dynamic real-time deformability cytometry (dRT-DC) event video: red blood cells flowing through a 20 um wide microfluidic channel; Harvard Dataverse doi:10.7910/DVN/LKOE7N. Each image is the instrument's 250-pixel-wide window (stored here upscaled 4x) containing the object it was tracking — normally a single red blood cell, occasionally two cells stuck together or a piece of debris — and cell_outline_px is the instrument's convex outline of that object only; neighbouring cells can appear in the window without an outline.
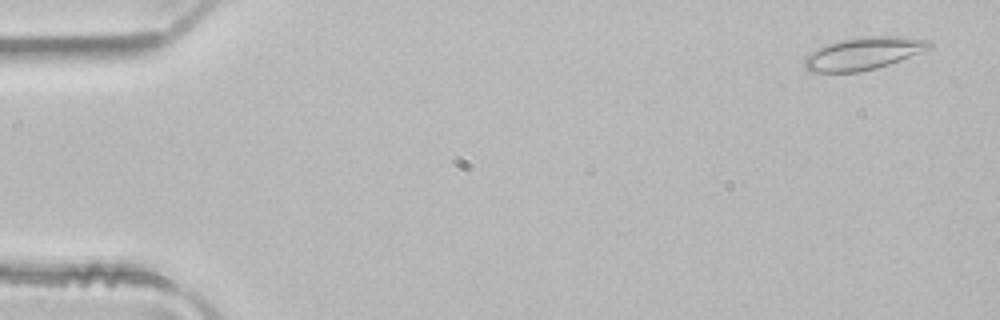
{"species": "common noctule bat (a hibernating species)", "species_latin": "Nyctalus noctula", "temperature_condition": "room temperature", "stored_images_in_passage": 4, "camera_frame_rate_fps": 3000, "um_per_image_px": 0.085, "animal": {"sex": "male", "body_mass_g": 21.5, "forearm_length_mm": 52.0}, "frame": {"image": 1, "passage_image": 1, "time_ms": 0.0, "image_size_px": [1000, 320], "cell_outline_px": [[932, 48], [888, 64], [876, 68], [860, 72], [808, 72], [804, 68], [804, 56], [836, 40], [864, 36], [900, 36], [928, 40], [932, 44]], "centroid_in_image_um": [73.36, 4.54], "position_along_channel_um": 11.6, "area_um2": 23.64}}